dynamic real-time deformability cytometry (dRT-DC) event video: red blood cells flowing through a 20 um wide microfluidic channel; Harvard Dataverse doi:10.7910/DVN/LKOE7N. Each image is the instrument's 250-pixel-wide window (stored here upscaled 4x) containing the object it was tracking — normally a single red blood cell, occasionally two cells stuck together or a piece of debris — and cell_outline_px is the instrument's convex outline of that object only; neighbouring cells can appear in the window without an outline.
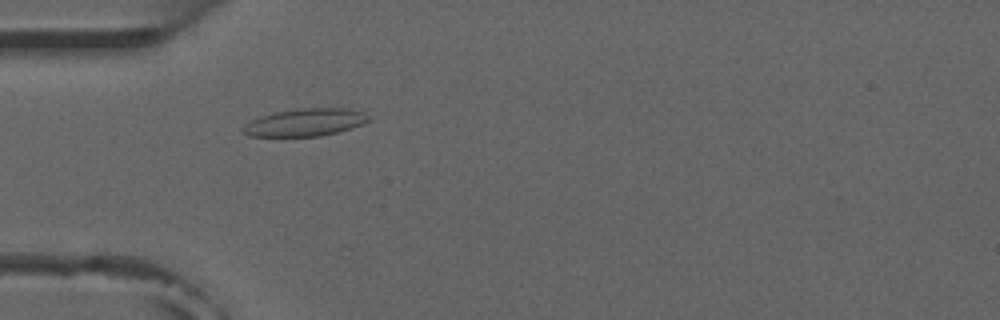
{"species": "common noctule bat (a hibernating species)", "species_latin": "Nyctalus noctula", "temperature_condition": "room temperature", "stored_images_in_passage": 4, "camera_frame_rate_fps": 3000, "um_per_image_px": 0.085, "animal": {"sex": "male", "forearm_length_mm": 52.5}, "frame": {"image": 1, "passage_image": 4, "time_ms": 3.333, "image_size_px": [1000, 320], "cell_outline_px": [[372, 120], [336, 132], [320, 136], [248, 136], [240, 128], [244, 124], [260, 116], [276, 112], [300, 108], [348, 108], [364, 112]], "centroid_in_image_um": [25.92, 10.39], "position_along_channel_um": 59.1, "area_um2": 20.0}}